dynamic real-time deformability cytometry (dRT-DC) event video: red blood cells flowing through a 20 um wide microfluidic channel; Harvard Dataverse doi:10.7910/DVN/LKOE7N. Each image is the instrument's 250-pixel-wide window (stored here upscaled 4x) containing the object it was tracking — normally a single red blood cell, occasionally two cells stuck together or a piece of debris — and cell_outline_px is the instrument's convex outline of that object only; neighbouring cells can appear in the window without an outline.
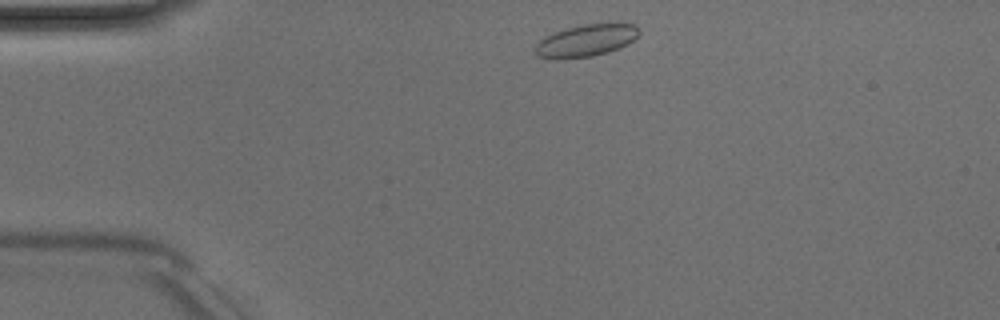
{"species": "Egyptian fruit bat (a non-hibernating species)", "species_latin": "Rousettus aegyptiacus", "temperature_condition": "room temperature", "stored_images_in_passage": 2, "camera_frame_rate_fps": 3000, "um_per_image_px": 0.085, "animal": {"sex": "male"}, "frame": {"image": 1, "passage_image": 1, "time_ms": 0.0, "image_size_px": [1000, 320], "cell_outline_px": [[640, 32], [628, 44], [608, 52], [592, 56], [560, 60], [556, 60], [536, 56], [536, 44], [544, 36], [568, 28], [584, 24], [632, 24], [640, 28]], "centroid_in_image_um": [49.78, 3.47], "position_along_channel_um": 35.2, "area_um2": 19.31}}